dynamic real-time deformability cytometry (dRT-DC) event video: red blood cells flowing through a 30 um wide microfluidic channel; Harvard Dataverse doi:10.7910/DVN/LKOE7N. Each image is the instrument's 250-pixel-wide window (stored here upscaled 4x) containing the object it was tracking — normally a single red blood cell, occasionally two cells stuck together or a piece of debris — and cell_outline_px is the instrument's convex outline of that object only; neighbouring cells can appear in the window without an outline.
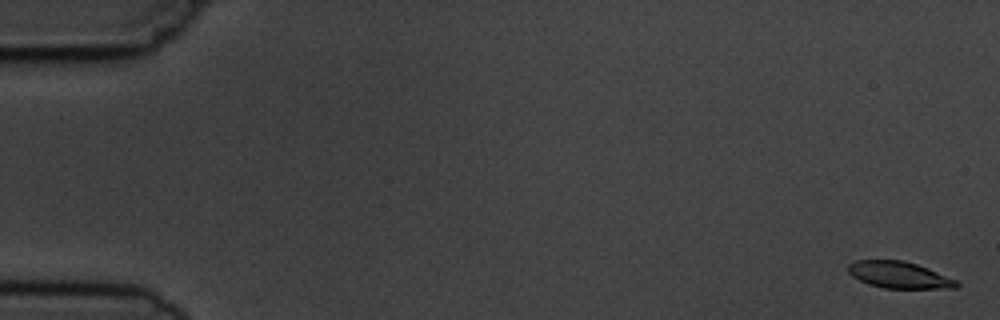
{"species": "common noctule bat (a hibernating species)", "species_latin": "Nyctalus noctula", "temperature_condition": "cold", "stored_images_in_passage": 4, "camera_frame_rate_fps": 3000, "um_per_image_px": 0.085, "animal": {"sex": "male", "body_mass_g": 19.5, "forearm_length_mm": 54.6}, "frame": {"image": 1, "passage_image": 1, "time_ms": 0.0, "image_size_px": [1000, 320], "cell_outline_px": [[960, 284], [956, 288], [884, 288], [868, 284], [852, 276], [848, 272], [848, 264], [856, 260], [904, 260], [928, 268], [956, 280]], "centroid_in_image_um": [76.41, 23.36], "position_along_channel_um": 8.6, "area_um2": 16.76}}
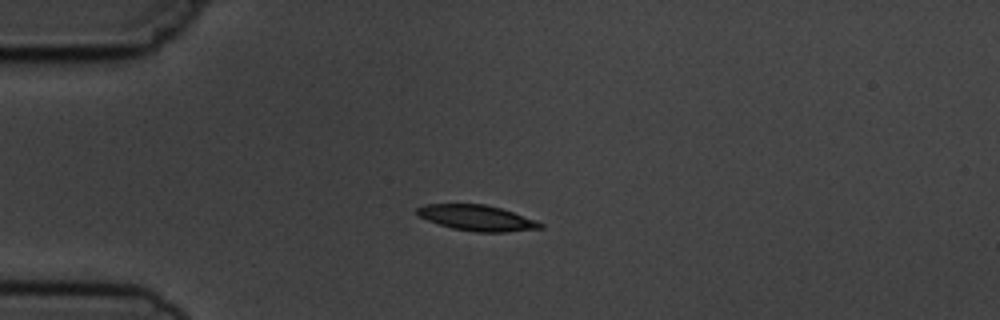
{"frame": {"image": 2, "passage_image": 4, "time_ms": 4.333, "image_size_px": [1000, 320], "cell_outline_px": [[544, 228], [508, 232], [476, 232], [452, 228], [428, 220], [420, 216], [416, 212], [416, 208], [424, 204], [484, 204], [500, 208], [536, 220], [544, 224]], "centroid_in_image_um": [40.56, 18.52], "position_along_channel_um": 44.4, "area_um2": 18.32}}